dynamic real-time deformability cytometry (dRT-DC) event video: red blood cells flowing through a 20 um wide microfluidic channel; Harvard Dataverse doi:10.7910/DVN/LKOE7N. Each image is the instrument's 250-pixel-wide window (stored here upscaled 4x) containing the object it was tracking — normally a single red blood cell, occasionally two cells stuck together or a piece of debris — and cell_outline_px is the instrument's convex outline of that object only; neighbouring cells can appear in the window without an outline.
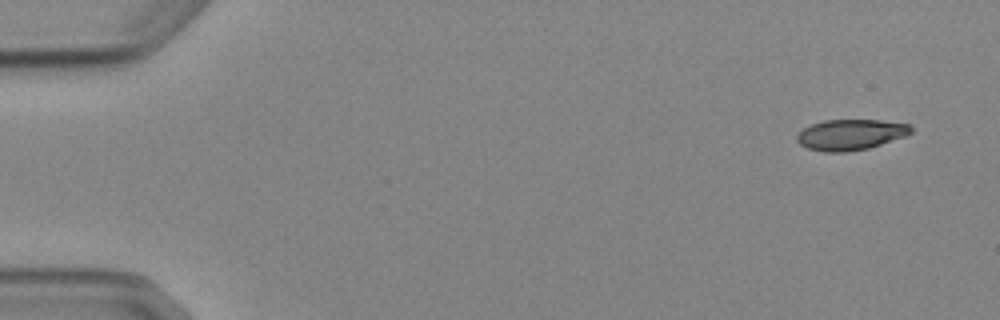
{"species": "Egyptian fruit bat (a non-hibernating species)", "species_latin": "Rousettus aegyptiacus", "temperature_condition": "cold", "stored_images_in_passage": 5, "camera_frame_rate_fps": 3000, "um_per_image_px": 0.085, "animal": {"sex": "female"}, "frame": {"image": 1, "passage_image": 1, "time_ms": 0.0, "image_size_px": [1000, 320], "cell_outline_px": [[912, 132], [904, 136], [868, 148], [844, 152], [824, 152], [808, 148], [800, 144], [796, 140], [796, 136], [804, 128], [812, 124], [824, 120], [880, 120], [912, 124]], "centroid_in_image_um": [72.3, 11.44], "position_along_channel_um": 12.7, "area_um2": 20.29}}
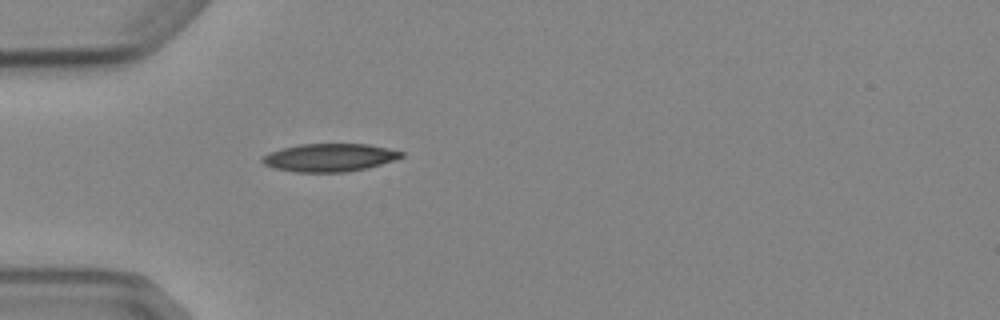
{"frame": {"image": 2, "passage_image": 5, "time_ms": 4.333, "image_size_px": [1000, 320], "cell_outline_px": [[404, 156], [380, 164], [364, 168], [344, 172], [296, 172], [276, 168], [264, 164], [260, 160], [268, 152], [280, 148], [300, 144], [368, 144], [388, 148], [404, 152]], "centroid_in_image_um": [27.98, 13.38], "position_along_channel_um": 57.0, "area_um2": 22.48}}